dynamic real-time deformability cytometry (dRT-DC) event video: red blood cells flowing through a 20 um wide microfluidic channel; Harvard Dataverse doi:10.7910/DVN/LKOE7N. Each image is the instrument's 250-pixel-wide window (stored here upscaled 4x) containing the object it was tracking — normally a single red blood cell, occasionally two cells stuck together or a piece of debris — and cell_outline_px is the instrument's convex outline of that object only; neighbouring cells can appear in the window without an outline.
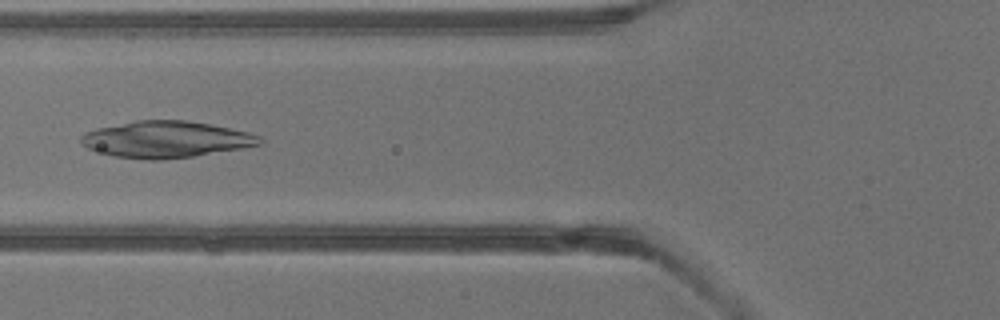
{"species": "common noctule bat (a hibernating species)", "species_latin": "Nyctalus noctula", "temperature_condition": "warm", "stored_images_in_passage": 4, "camera_frame_rate_fps": 3000, "um_per_image_px": 0.085, "animal": {"sex": "male", "body_mass_g": 13.3}, "frame": {"image": 1, "passage_image": 4, "time_ms": 1.0, "image_size_px": [1000, 320], "cell_outline_px": [[264, 144], [244, 148], [192, 156], [160, 160], [148, 160], [116, 156], [88, 148], [80, 140], [80, 136], [84, 132], [96, 128], [136, 120], [184, 120], [208, 124], [248, 132], [260, 136], [264, 140]], "centroid_in_image_um": [14.14, 11.84], "position_along_channel_um": 111.7, "area_um2": 37.86}}